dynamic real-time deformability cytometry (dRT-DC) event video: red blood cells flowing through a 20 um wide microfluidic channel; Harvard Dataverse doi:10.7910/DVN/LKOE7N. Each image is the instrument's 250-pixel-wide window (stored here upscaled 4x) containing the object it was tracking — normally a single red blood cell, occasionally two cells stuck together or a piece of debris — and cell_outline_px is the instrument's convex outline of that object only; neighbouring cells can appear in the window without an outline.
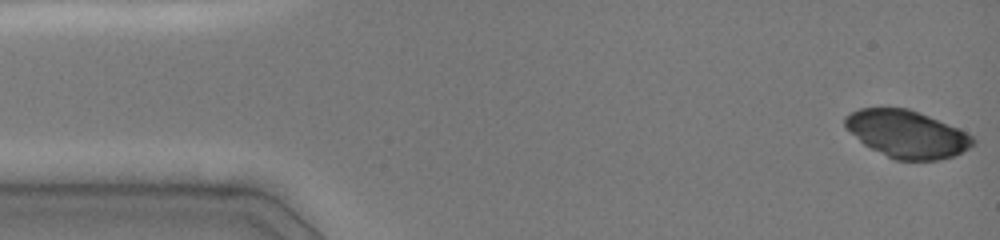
{"species": "common noctule bat (a hibernating species)", "species_latin": "Nyctalus noctula", "temperature_condition": "cold", "stored_images_in_passage": 59, "camera_frame_rate_fps": 3000, "um_per_image_px": 0.085, "animal": {"sex": "female", "body_mass_g": 19.0, "forearm_length_mm": 51.5}, "frame": {"image": 1, "passage_image": 1, "time_ms": 0.0, "image_size_px": [1000, 240], "cell_outline_px": [[976, 144], [956, 156], [940, 160], [896, 160], [864, 144], [844, 128], [844, 116], [860, 108], [908, 108], [928, 116], [956, 128], [972, 136], [976, 140]], "centroid_in_image_um": [77.08, 11.4], "position_along_channel_um": 7.9, "area_um2": 35.08}}